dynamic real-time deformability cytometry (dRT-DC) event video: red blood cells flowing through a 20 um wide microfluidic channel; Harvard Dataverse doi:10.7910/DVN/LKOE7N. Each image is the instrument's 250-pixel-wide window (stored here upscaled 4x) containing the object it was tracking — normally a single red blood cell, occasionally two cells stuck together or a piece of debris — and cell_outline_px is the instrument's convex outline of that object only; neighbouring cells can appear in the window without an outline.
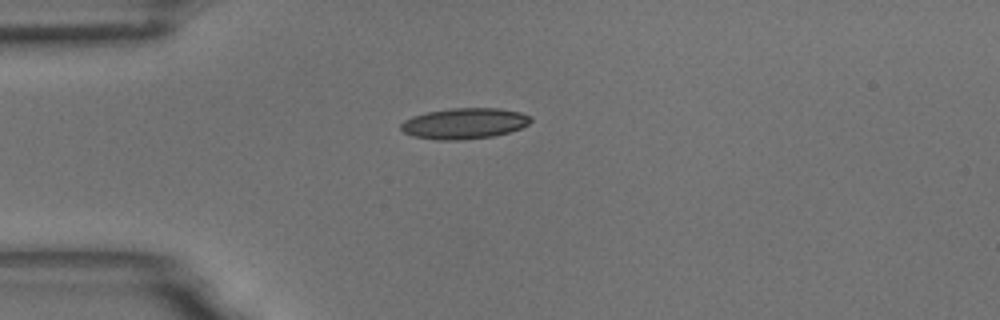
{"species": "common noctule bat (a hibernating species)", "species_latin": "Nyctalus noctula", "temperature_condition": "room temperature", "stored_images_in_passage": 7, "camera_frame_rate_fps": 3000, "um_per_image_px": 0.085, "animal": {"sex": "male", "body_mass_g": 18.8}, "frame": {"image": 1, "passage_image": 1, "time_ms": 0.0, "image_size_px": [1000, 320], "cell_outline_px": [[532, 120], [528, 124], [520, 128], [508, 132], [492, 136], [460, 140], [436, 140], [412, 136], [404, 132], [400, 128], [400, 124], [404, 120], [412, 116], [428, 112], [452, 108], [496, 108], [520, 112], [532, 116]], "centroid_in_image_um": [39.45, 10.49], "position_along_channel_um": 45.6, "area_um2": 23.29}}
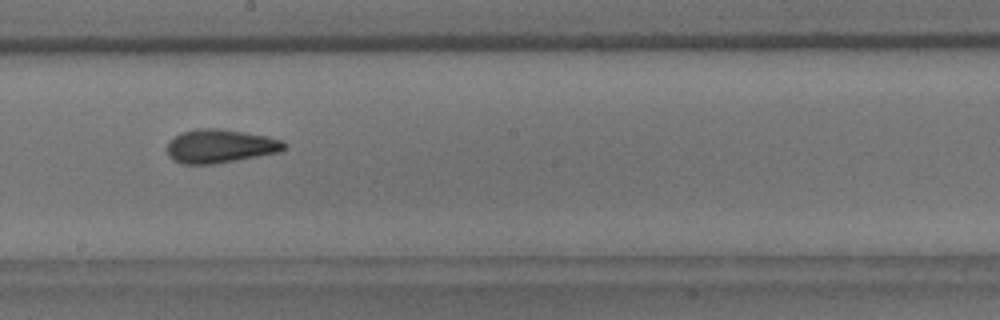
{"frame": {"image": 2, "passage_image": 6, "time_ms": 1.667, "image_size_px": [1000, 320], "cell_outline_px": [[288, 144], [280, 152], [236, 160], [212, 164], [180, 164], [172, 160], [168, 156], [168, 140], [180, 132], [196, 128], [220, 128], [268, 136], [280, 140]], "centroid_in_image_um": [18.67, 12.41], "position_along_channel_um": 229.5, "area_um2": 23.12}}
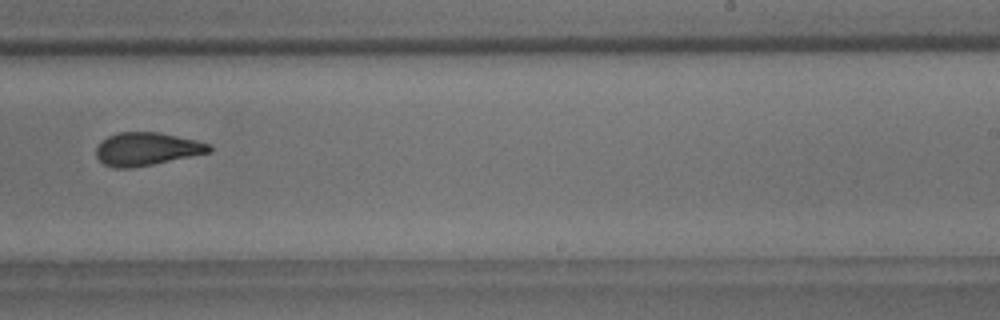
{"frame": {"image": 3, "passage_image": 7, "time_ms": 2.0, "image_size_px": [1000, 320], "cell_outline_px": [[212, 152], [132, 168], [112, 168], [104, 164], [96, 156], [96, 148], [108, 136], [120, 132], [160, 132], [196, 140], [212, 144]], "centroid_in_image_um": [12.5, 12.66], "position_along_channel_um": 276.5, "area_um2": 21.73}}